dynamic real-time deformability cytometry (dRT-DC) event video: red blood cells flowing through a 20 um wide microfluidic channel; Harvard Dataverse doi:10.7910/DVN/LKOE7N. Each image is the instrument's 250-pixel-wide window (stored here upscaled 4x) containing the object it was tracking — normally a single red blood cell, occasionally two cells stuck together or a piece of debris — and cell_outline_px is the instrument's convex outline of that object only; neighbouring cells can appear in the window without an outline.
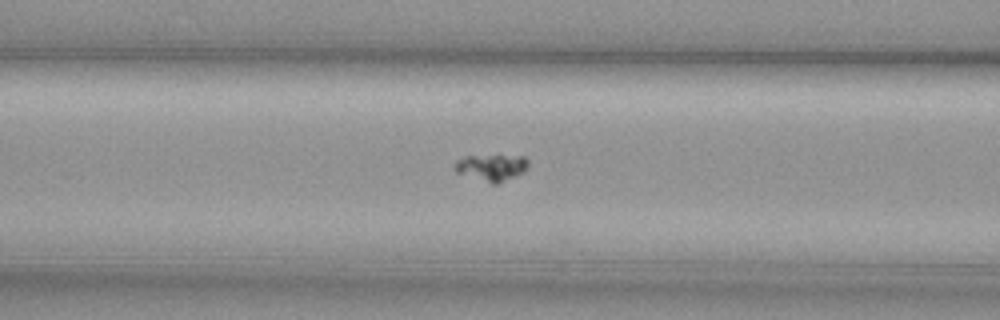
{"species": "common noctule bat (a hibernating species)", "species_latin": "Nyctalus noctula", "temperature_condition": "cold", "stored_images_in_passage": 40, "camera_frame_rate_fps": 3000, "um_per_image_px": 0.085, "animal": {"sex": "female", "body_mass_g": 29.2, "forearm_length_mm": 56.3}, "frame": {"image": 1, "passage_image": 5, "time_ms": 1.333, "image_size_px": [1000, 320], "cell_outline_px": [[528, 164], [524, 172], [496, 184], [492, 184], [456, 172], [452, 168], [456, 160], [468, 156], [524, 156], [528, 160]], "centroid_in_image_um": [41.75, 14.24], "position_along_channel_um": 124.8, "area_um2": 11.27}}
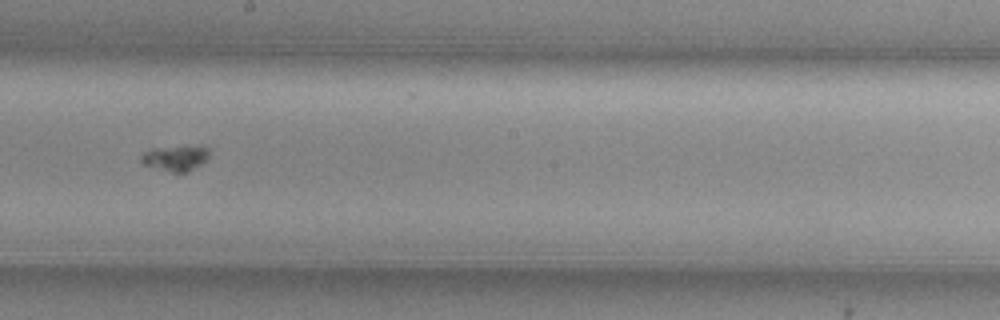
{"frame": {"image": 2, "passage_image": 14, "time_ms": 4.333, "image_size_px": [1000, 320], "cell_outline_px": [[208, 156], [200, 164], [188, 172], [172, 172], [144, 164], [140, 160], [140, 156], [144, 152], [152, 148], [200, 144], [208, 148]], "centroid_in_image_um": [14.93, 13.39], "position_along_channel_um": 233.3, "area_um2": 10.17}}
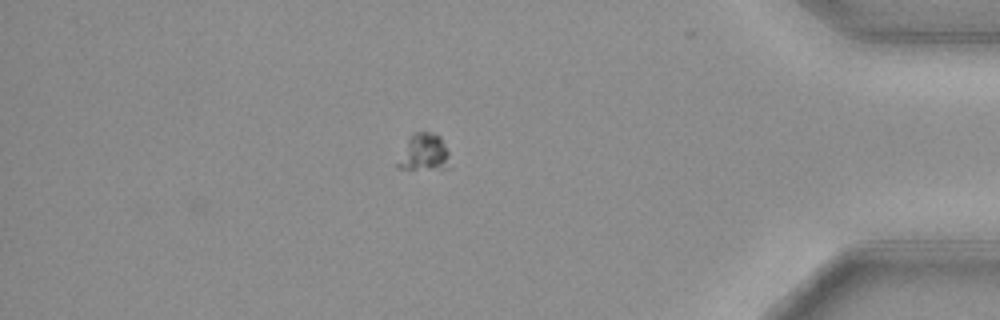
{"frame": {"image": 3, "passage_image": 31, "time_ms": 10.0, "image_size_px": [1000, 320], "cell_outline_px": [[448, 168], [396, 168], [396, 164], [412, 132], [428, 132], [440, 136], [448, 152]], "centroid_in_image_um": [36.03, 12.94], "position_along_channel_um": 399.2, "area_um2": 10.81}}